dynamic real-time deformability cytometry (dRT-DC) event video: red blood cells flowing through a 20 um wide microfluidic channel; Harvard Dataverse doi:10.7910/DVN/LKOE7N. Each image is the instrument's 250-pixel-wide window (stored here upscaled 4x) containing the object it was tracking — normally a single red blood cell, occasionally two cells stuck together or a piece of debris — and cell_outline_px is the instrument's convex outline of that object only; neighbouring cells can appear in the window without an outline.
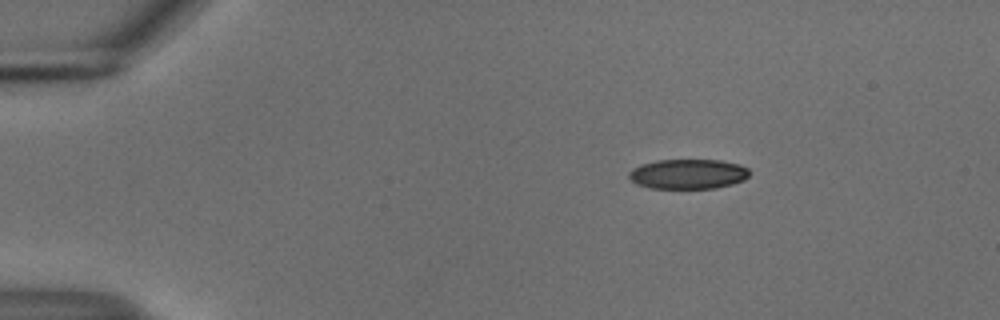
{"species": "common noctule bat (a hibernating species)", "species_latin": "Nyctalus noctula", "temperature_condition": "cold", "stored_images_in_passage": 47, "camera_frame_rate_fps": 3000, "um_per_image_px": 0.085, "animal": {"sex": "male", "body_mass_g": 18.8}, "frame": {"image": 1, "passage_image": 1, "time_ms": 0.0, "image_size_px": [1000, 320], "cell_outline_px": [[748, 176], [744, 180], [732, 184], [716, 188], [652, 188], [636, 184], [628, 176], [628, 172], [632, 168], [656, 160], [720, 160], [740, 164], [748, 168]], "centroid_in_image_um": [58.49, 14.79], "position_along_channel_um": 26.5, "area_um2": 20.92}}
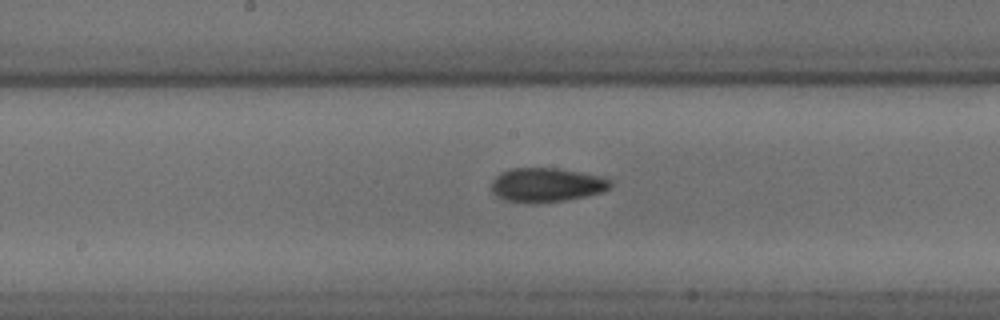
{"frame": {"image": 2, "passage_image": 21, "time_ms": 6.667, "image_size_px": [1000, 320], "cell_outline_px": [[612, 184], [608, 188], [600, 192], [584, 196], [564, 200], [536, 204], [528, 204], [504, 200], [496, 196], [492, 192], [492, 180], [500, 172], [508, 168], [556, 168], [600, 176], [612, 180]], "centroid_in_image_um": [46.39, 15.72], "position_along_channel_um": 201.8, "area_um2": 23.76}}
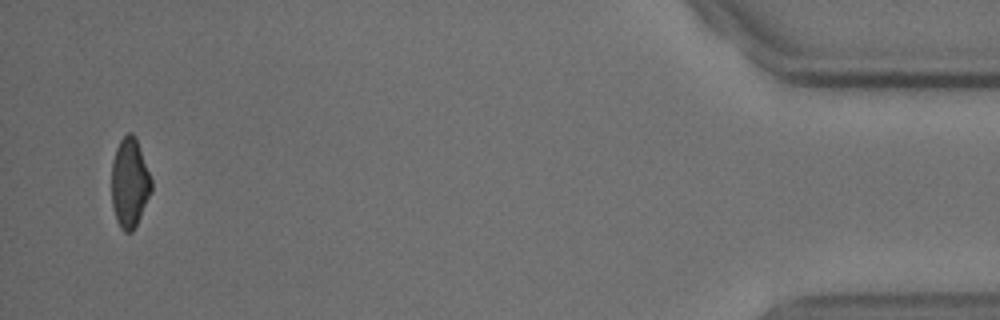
{"frame": {"image": 3, "passage_image": 45, "time_ms": 14.667, "image_size_px": [1000, 320], "cell_outline_px": [[152, 192], [132, 232], [124, 232], [120, 228], [116, 220], [112, 204], [112, 160], [116, 148], [120, 140], [128, 132], [132, 132], [136, 136], [152, 180]], "centroid_in_image_um": [11.02, 15.52], "position_along_channel_um": 424.2, "area_um2": 20.87}, "authors_computed_cell_mechanics": {"area_um2": 22.6576, "velocity_mm_per_s": 3.721, "shape_relaxation_time_tau1_ms": 6.7773, "shape_relaxation_time_tau2_ms": 2.1122, "deformation_change_tau1": 0.1272, "deformation_change_tau2": 0.071}}